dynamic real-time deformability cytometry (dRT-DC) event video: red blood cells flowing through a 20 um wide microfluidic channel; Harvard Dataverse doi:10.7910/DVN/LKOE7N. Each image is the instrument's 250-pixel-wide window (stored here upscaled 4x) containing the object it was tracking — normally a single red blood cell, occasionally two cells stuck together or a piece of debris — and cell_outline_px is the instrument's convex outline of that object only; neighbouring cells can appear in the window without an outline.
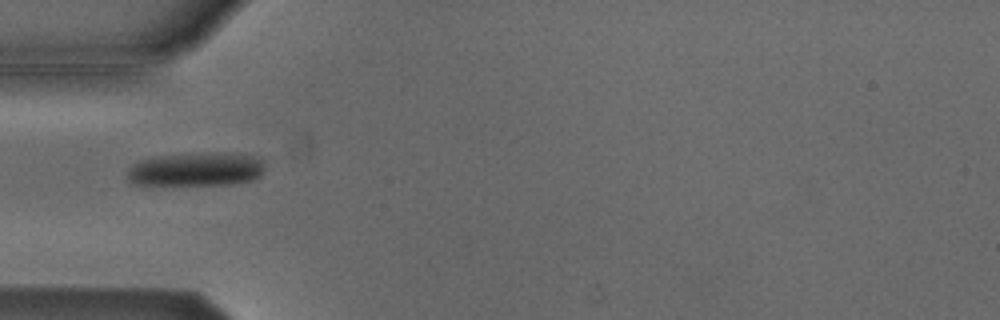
{"species": "Egyptian fruit bat (a non-hibernating species)", "species_latin": "Rousettus aegyptiacus", "temperature_condition": "cold", "stored_images_in_passage": 7, "camera_frame_rate_fps": 3000, "um_per_image_px": 0.085, "animal": {"sex": "male"}, "frame": {"image": 1, "passage_image": 5, "time_ms": 1.333, "image_size_px": [1000, 320], "cell_outline_px": [[264, 168], [260, 176], [252, 180], [232, 184], [132, 184], [128, 180], [128, 168], [132, 164], [140, 160], [156, 156], [224, 152], [252, 156], [264, 160]], "centroid_in_image_um": [16.68, 14.38], "position_along_channel_um": 68.3, "area_um2": 26.82}}
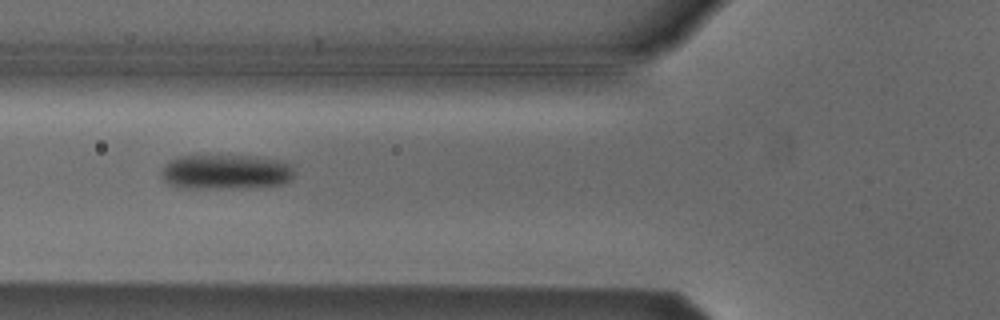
{"frame": {"image": 2, "passage_image": 6, "time_ms": 1.667, "image_size_px": [1000, 320], "cell_outline_px": [[296, 172], [288, 180], [280, 184], [192, 188], [184, 188], [168, 184], [164, 180], [164, 168], [172, 160], [180, 156], [256, 156], [280, 160], [292, 164]], "centroid_in_image_um": [19.24, 14.58], "position_along_channel_um": 106.6, "area_um2": 26.01}}
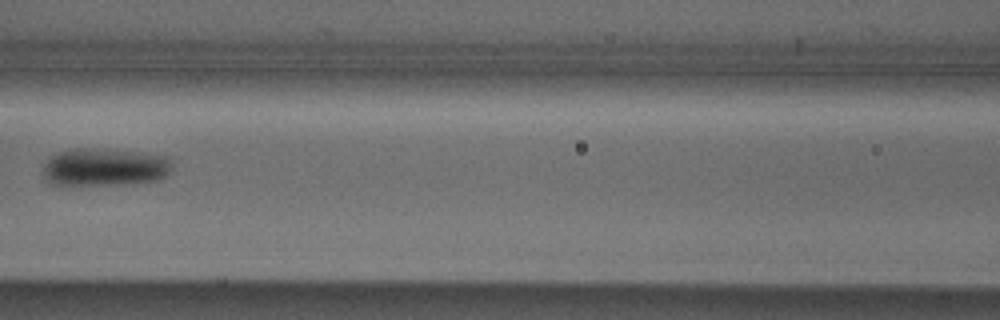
{"frame": {"image": 3, "passage_image": 7, "time_ms": 2.0, "image_size_px": [1000, 320], "cell_outline_px": [[172, 168], [168, 176], [156, 180], [136, 184], [48, 184], [44, 176], [44, 164], [52, 156], [60, 152], [72, 148], [88, 148], [132, 152], [168, 156], [172, 160]], "centroid_in_image_um": [8.94, 14.22], "position_along_channel_um": 157.7, "area_um2": 28.32}}